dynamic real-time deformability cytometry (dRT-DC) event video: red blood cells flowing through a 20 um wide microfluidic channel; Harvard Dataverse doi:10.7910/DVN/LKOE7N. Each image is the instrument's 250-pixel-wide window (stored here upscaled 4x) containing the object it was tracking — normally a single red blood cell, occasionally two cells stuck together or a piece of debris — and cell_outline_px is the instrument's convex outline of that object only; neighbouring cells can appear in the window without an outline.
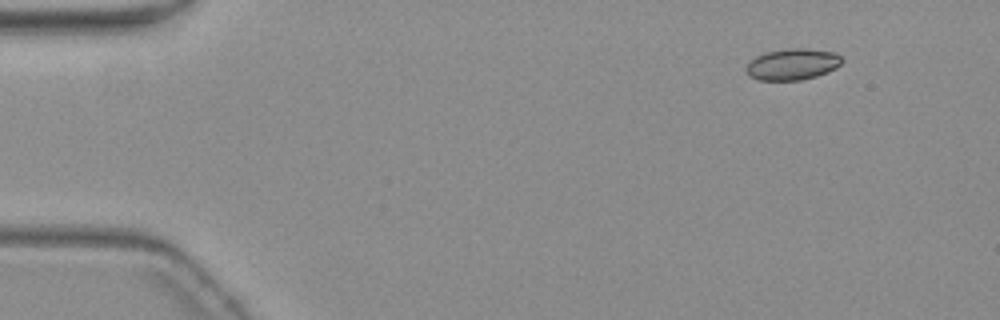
{"species": "common noctule bat (a hibernating species)", "species_latin": "Nyctalus noctula", "temperature_condition": "warm", "stored_images_in_passage": 5, "camera_frame_rate_fps": 3000, "um_per_image_px": 0.085, "animal": {"sex": "female", "body_mass_g": 19.3, "forearm_length_mm": 54.1}, "frame": {"image": 1, "passage_image": 1, "time_ms": 0.0, "image_size_px": [1000, 320], "cell_outline_px": [[844, 60], [836, 68], [828, 72], [816, 76], [800, 80], [760, 80], [748, 76], [744, 68], [756, 56], [764, 52], [784, 48], [804, 48], [836, 52]], "centroid_in_image_um": [67.35, 5.45], "position_along_channel_um": 17.6, "area_um2": 17.69}}
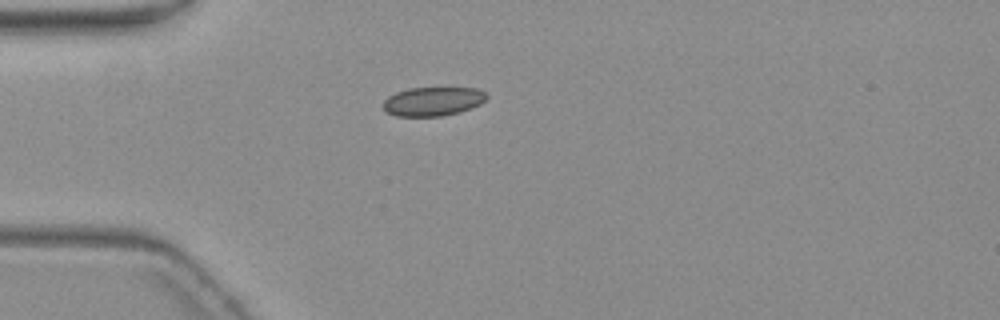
{"frame": {"image": 2, "passage_image": 3, "time_ms": 3.333, "image_size_px": [1000, 320], "cell_outline_px": [[488, 96], [480, 104], [472, 108], [460, 112], [440, 116], [396, 116], [384, 112], [380, 104], [388, 96], [396, 92], [408, 88], [476, 88], [484, 92]], "centroid_in_image_um": [36.73, 8.62], "position_along_channel_um": 48.3, "area_um2": 17.63}}
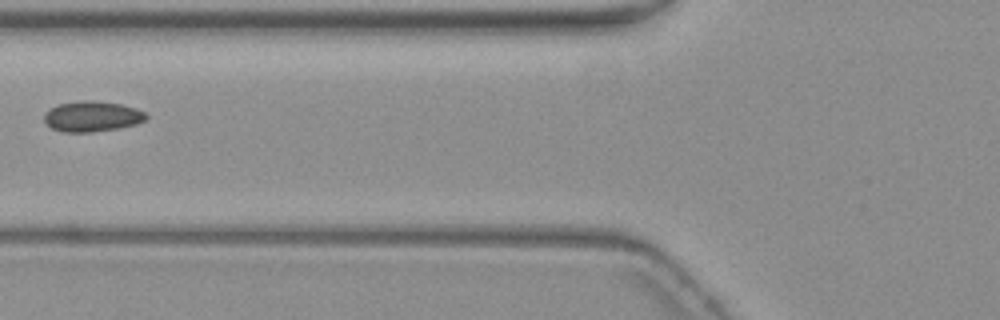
{"frame": {"image": 3, "passage_image": 5, "time_ms": 5.667, "image_size_px": [1000, 320], "cell_outline_px": [[148, 116], [144, 120], [136, 124], [116, 128], [92, 132], [60, 132], [44, 124], [44, 112], [48, 108], [56, 104], [80, 100], [92, 100], [120, 104], [136, 108], [144, 112]], "centroid_in_image_um": [7.75, 9.88], "position_along_channel_um": 118.1, "area_um2": 18.32}}